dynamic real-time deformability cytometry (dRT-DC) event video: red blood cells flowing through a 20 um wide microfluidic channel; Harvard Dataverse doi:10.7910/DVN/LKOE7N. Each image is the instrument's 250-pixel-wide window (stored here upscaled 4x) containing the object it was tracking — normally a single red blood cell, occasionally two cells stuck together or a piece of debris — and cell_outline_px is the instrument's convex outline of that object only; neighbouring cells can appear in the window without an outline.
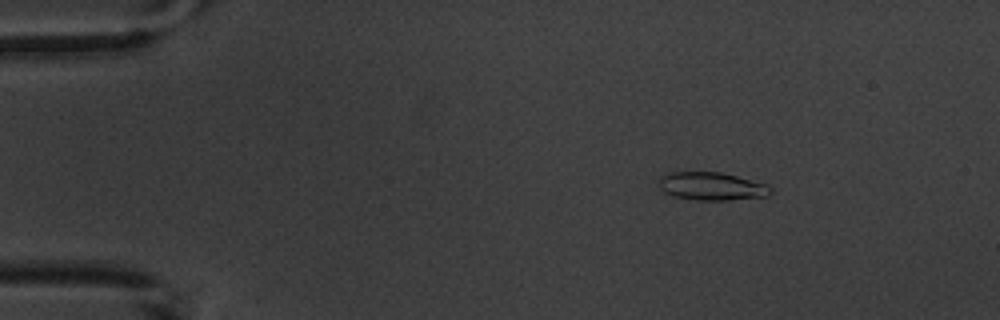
{"species": "common noctule bat (a hibernating species)", "species_latin": "Nyctalus noctula", "temperature_condition": "warm", "stored_images_in_passage": 5, "camera_frame_rate_fps": 3000, "um_per_image_px": 0.085, "animal": {"sex": "male", "body_mass_g": 20.1, "forearm_length_mm": 53.5}, "frame": {"image": 1, "passage_image": 3, "time_ms": 2.333, "image_size_px": [1000, 320], "cell_outline_px": [[772, 192], [768, 196], [728, 200], [692, 200], [672, 196], [664, 192], [660, 188], [660, 176], [668, 172], [720, 172], [736, 176], [764, 184], [772, 188]], "centroid_in_image_um": [60.45, 15.84], "position_along_channel_um": 24.5, "area_um2": 18.21}}